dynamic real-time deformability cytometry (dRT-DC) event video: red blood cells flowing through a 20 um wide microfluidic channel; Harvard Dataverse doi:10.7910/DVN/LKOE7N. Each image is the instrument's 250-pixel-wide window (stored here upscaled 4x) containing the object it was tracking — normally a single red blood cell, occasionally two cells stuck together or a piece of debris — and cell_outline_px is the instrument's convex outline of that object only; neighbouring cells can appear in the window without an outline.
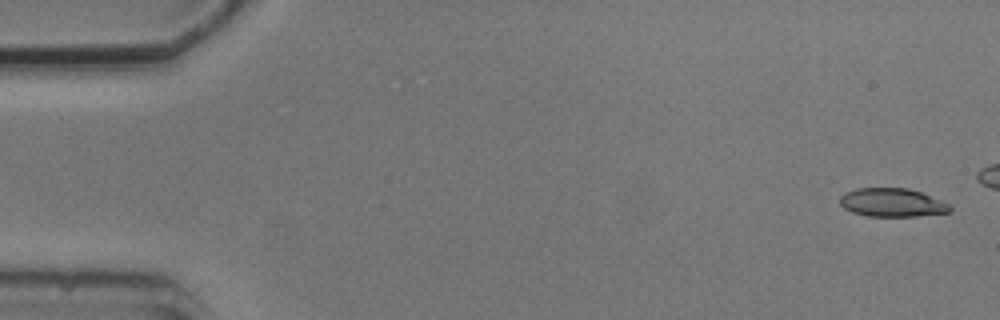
{"species": "common noctule bat (a hibernating species)", "species_latin": "Nyctalus noctula", "temperature_condition": "cold", "stored_images_in_passage": 7, "camera_frame_rate_fps": 3000, "um_per_image_px": 0.085, "animal": {"sex": "male", "body_mass_g": 20.5, "forearm_length_mm": 52.5}, "frame": {"image": 1, "passage_image": 1, "time_ms": 0.0, "image_size_px": [1000, 320], "cell_outline_px": [[952, 212], [916, 216], [868, 216], [852, 212], [844, 208], [840, 204], [840, 196], [844, 192], [856, 188], [908, 188], [920, 192], [940, 200], [948, 204], [952, 208]], "centroid_in_image_um": [75.81, 17.22], "position_along_channel_um": 9.2, "area_um2": 18.26}}
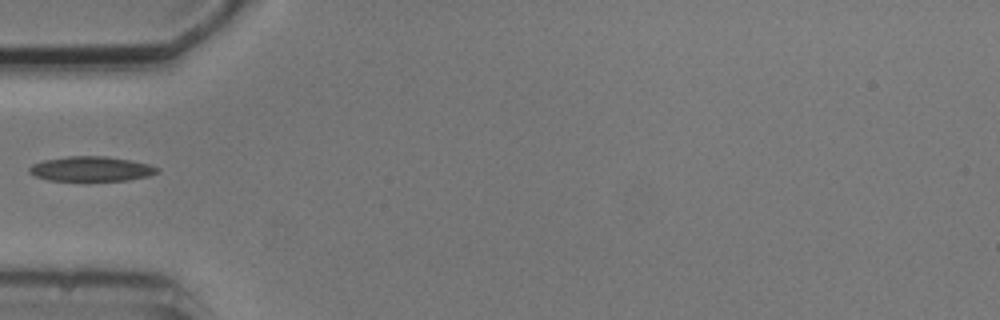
{"frame": {"image": 2, "passage_image": 6, "time_ms": 7.333, "image_size_px": [1000, 320], "cell_outline_px": [[160, 172], [148, 176], [128, 180], [48, 180], [36, 176], [28, 172], [28, 168], [32, 164], [44, 160], [68, 156], [104, 156], [128, 160], [148, 164], [160, 168]], "centroid_in_image_um": [7.75, 14.35], "position_along_channel_um": 77.3, "area_um2": 18.32}}
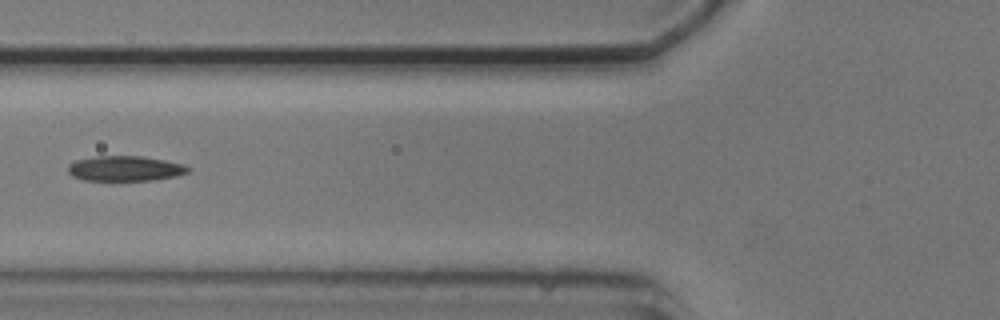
{"frame": {"image": 3, "passage_image": 7, "time_ms": 8.333, "image_size_px": [1000, 320], "cell_outline_px": [[192, 168], [188, 172], [180, 176], [152, 180], [84, 180], [72, 176], [68, 172], [68, 164], [76, 160], [96, 156], [140, 156], [164, 160], [184, 164]], "centroid_in_image_um": [10.66, 14.32], "position_along_channel_um": 115.1, "area_um2": 17.69}}